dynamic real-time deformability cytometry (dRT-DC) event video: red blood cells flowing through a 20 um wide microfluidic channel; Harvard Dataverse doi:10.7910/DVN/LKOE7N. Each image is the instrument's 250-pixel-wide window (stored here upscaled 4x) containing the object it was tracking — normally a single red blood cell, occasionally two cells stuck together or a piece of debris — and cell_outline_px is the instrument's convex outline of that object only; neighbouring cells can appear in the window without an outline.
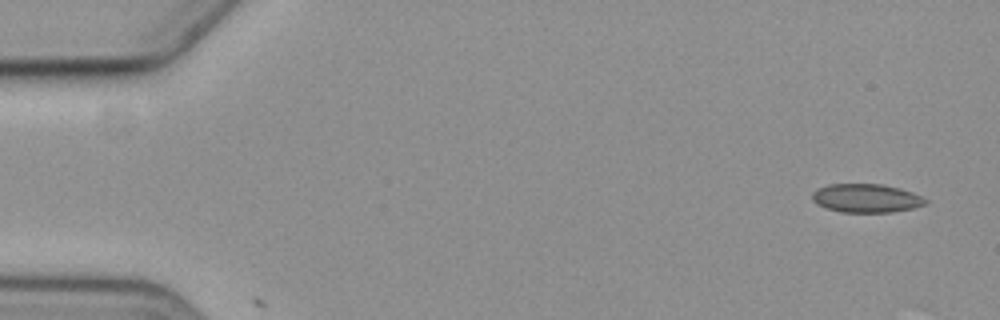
{"species": "common noctule bat (a hibernating species)", "species_latin": "Nyctalus noctula", "temperature_condition": "cold", "stored_images_in_passage": 5, "camera_frame_rate_fps": 3000, "um_per_image_px": 0.085, "animal": {"sex": "female", "body_mass_g": 19.3, "forearm_length_mm": 54.1}, "frame": {"image": 1, "passage_image": 1, "time_ms": 0.0, "image_size_px": [1000, 320], "cell_outline_px": [[928, 200], [924, 204], [912, 208], [892, 212], [840, 212], [824, 208], [816, 204], [812, 200], [812, 192], [816, 188], [828, 184], [884, 184], [900, 188], [912, 192]], "centroid_in_image_um": [73.57, 16.84], "position_along_channel_um": 11.4, "area_um2": 19.02}}
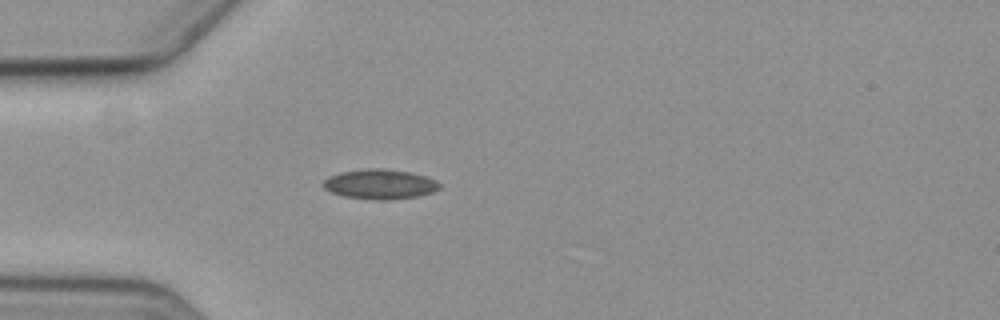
{"frame": {"image": 2, "passage_image": 5, "time_ms": 4.667, "image_size_px": [1000, 320], "cell_outline_px": [[440, 188], [432, 192], [416, 196], [384, 200], [380, 200], [344, 196], [332, 192], [324, 188], [324, 180], [328, 176], [340, 172], [364, 168], [384, 168], [408, 172], [424, 176], [436, 180], [440, 184]], "centroid_in_image_um": [32.28, 15.64], "position_along_channel_um": 52.7, "area_um2": 20.0}}